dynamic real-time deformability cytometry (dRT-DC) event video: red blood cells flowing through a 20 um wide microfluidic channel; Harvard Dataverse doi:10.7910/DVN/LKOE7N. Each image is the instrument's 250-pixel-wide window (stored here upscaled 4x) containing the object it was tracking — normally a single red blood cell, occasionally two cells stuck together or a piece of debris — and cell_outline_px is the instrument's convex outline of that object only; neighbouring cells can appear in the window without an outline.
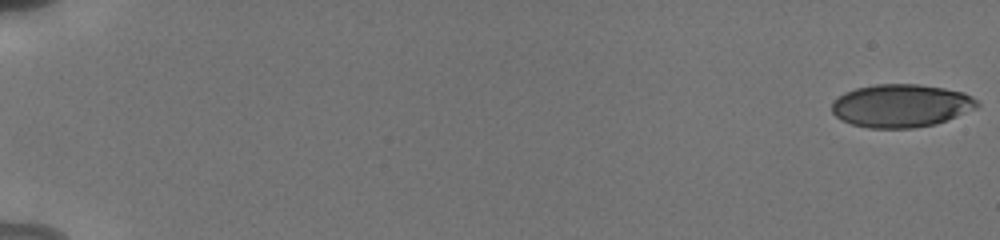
{"species": "human", "species_latin": "Homo sapiens", "temperature_condition": "cold", "stored_images_in_passage": 56, "camera_frame_rate_fps": 3000, "um_per_image_px": 0.085, "donor": {"sex": "male"}, "frame": {"image": 1, "passage_image": 1, "time_ms": 0.0, "image_size_px": [1000, 240], "cell_outline_px": [[980, 104], [976, 108], [936, 124], [912, 128], [868, 128], [852, 124], [840, 120], [832, 112], [832, 100], [844, 92], [856, 88], [876, 84], [920, 84], [944, 88], [964, 92], [972, 96]], "centroid_in_image_um": [76.57, 8.98], "position_along_channel_um": 8.4, "area_um2": 36.59}}
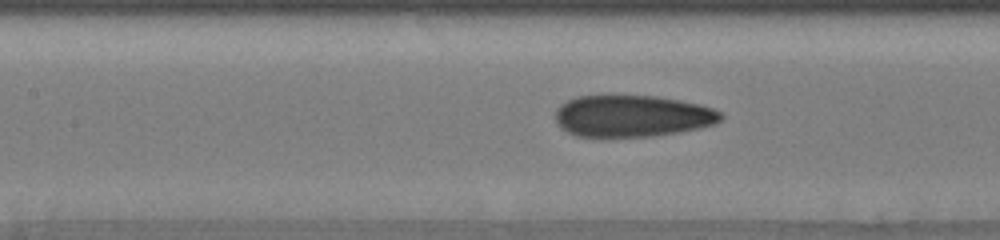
{"frame": {"image": 2, "passage_image": 28, "time_ms": 9.0, "image_size_px": [1000, 240], "cell_outline_px": [[724, 116], [716, 124], [700, 128], [680, 132], [652, 136], [576, 136], [560, 128], [556, 124], [556, 108], [560, 104], [576, 96], [656, 96], [680, 100], [700, 104], [724, 112]], "centroid_in_image_um": [53.77, 9.86], "position_along_channel_um": 153.6, "area_um2": 40.4}}
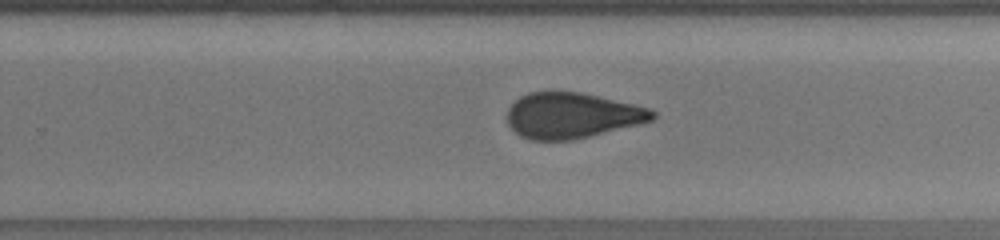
{"frame": {"image": 3, "passage_image": 38, "time_ms": 12.333, "image_size_px": [1000, 240], "cell_outline_px": [[656, 116], [652, 120], [640, 124], [572, 140], [532, 140], [520, 136], [508, 124], [508, 108], [520, 96], [528, 92], [552, 88], [580, 92], [652, 108], [656, 112]], "centroid_in_image_um": [48.61, 9.77], "position_along_channel_um": 281.2, "area_um2": 39.25}, "authors_computed_cell_mechanics": {"area_um2": 39.015, "velocity_mm_per_s": 3.8401, "shape_relaxation_time_tau1_ms": 8.2381, "shape_relaxation_time_tau2_ms": 1.3304, "deformation_change_tau1": 0.2047, "deformation_change_tau2": 0.0855}}